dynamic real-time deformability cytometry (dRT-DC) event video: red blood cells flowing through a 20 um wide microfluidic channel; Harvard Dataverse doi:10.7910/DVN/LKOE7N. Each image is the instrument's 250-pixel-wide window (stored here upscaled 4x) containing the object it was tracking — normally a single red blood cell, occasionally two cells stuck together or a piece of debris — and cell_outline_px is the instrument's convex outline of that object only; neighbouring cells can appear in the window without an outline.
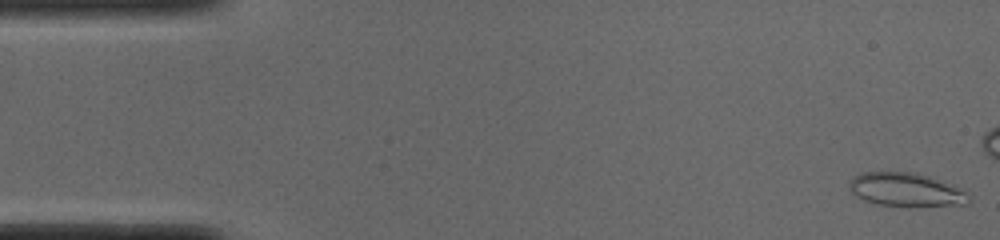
{"species": "common noctule bat (a hibernating species)", "species_latin": "Nyctalus noctula", "temperature_condition": "cold", "stored_images_in_passage": 42, "camera_frame_rate_fps": 3000, "um_per_image_px": 0.085, "animal": {"sex": "male", "body_mass_g": 19.0, "forearm_length_mm": 50.8}, "frame": {"image": 1, "passage_image": 1, "time_ms": 0.0, "image_size_px": [1000, 240], "cell_outline_px": [[972, 200], [968, 204], [908, 208], [872, 204], [856, 196], [848, 188], [848, 184], [852, 176], [860, 172], [916, 172], [952, 184], [964, 192]], "centroid_in_image_um": [76.97, 16.15], "position_along_channel_um": 8.0, "area_um2": 24.16}}
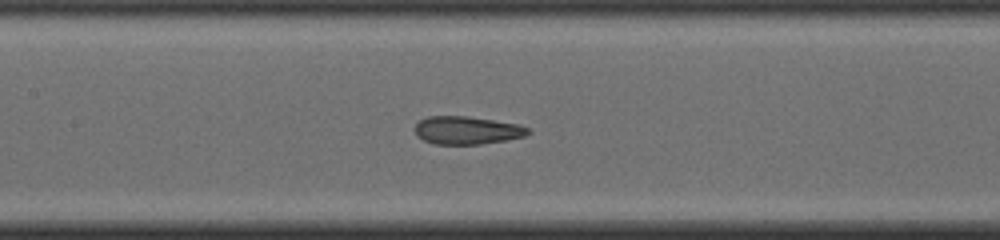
{"frame": {"image": 2, "passage_image": 23, "time_ms": 7.333, "image_size_px": [1000, 240], "cell_outline_px": [[532, 132], [524, 136], [504, 140], [480, 144], [432, 144], [416, 136], [416, 124], [420, 120], [428, 116], [468, 116], [516, 124], [528, 128]], "centroid_in_image_um": [39.66, 11.08], "position_along_channel_um": 167.7, "area_um2": 18.26}}
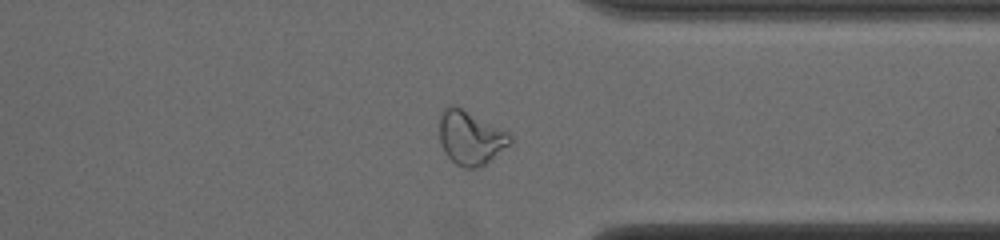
{"frame": {"image": 3, "passage_image": 39, "time_ms": 12.667, "image_size_px": [1000, 240], "cell_outline_px": [[512, 140], [508, 144], [484, 164], [476, 168], [464, 168], [456, 164], [444, 152], [440, 140], [440, 116], [444, 108], [448, 104], [456, 104], [508, 132], [512, 136]], "centroid_in_image_um": [39.95, 11.66], "position_along_channel_um": 371.4, "area_um2": 21.96}}